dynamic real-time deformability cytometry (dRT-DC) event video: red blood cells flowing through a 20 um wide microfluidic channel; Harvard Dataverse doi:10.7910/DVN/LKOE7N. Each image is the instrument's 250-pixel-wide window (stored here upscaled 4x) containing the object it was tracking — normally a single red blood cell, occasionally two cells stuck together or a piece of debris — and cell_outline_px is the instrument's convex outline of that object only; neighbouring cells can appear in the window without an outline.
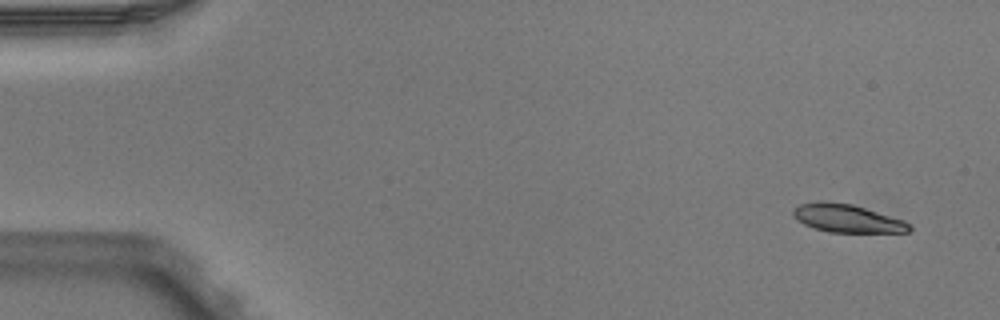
{"species": "Egyptian fruit bat (a non-hibernating species)", "species_latin": "Rousettus aegyptiacus", "temperature_condition": "warm", "stored_images_in_passage": 4, "camera_frame_rate_fps": 3000, "um_per_image_px": 0.085, "animal": {"sex": "male"}, "frame": {"image": 1, "passage_image": 4, "time_ms": 1.0, "image_size_px": [1000, 320], "cell_outline_px": [[912, 228], [908, 232], [828, 232], [804, 224], [796, 220], [792, 216], [792, 208], [800, 204], [820, 200], [824, 200], [852, 204], [904, 220], [912, 224]], "centroid_in_image_um": [71.98, 18.55], "position_along_channel_um": 13.0, "area_um2": 19.19}}